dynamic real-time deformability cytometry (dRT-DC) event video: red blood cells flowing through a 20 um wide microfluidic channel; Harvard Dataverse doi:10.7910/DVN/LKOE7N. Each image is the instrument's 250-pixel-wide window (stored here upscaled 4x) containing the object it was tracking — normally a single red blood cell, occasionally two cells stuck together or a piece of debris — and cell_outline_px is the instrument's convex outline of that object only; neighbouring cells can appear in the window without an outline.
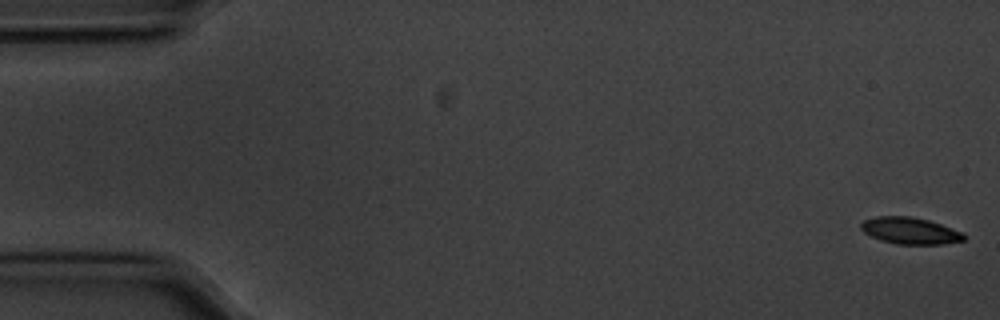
{"species": "common noctule bat (a hibernating species)", "species_latin": "Nyctalus noctula", "temperature_condition": "cold", "stored_images_in_passage": 56, "camera_frame_rate_fps": 3000, "um_per_image_px": 0.085, "animal": {"sex": "male", "body_mass_g": 20.1, "forearm_length_mm": 53.5}, "frame": {"image": 1, "passage_image": 1, "time_ms": 0.0, "image_size_px": [1000, 320], "cell_outline_px": [[964, 240], [944, 244], [896, 244], [880, 240], [864, 232], [860, 228], [860, 224], [864, 220], [876, 216], [912, 216], [928, 220], [964, 232]], "centroid_in_image_um": [77.35, 19.61], "position_along_channel_um": 7.7, "area_um2": 16.01}}
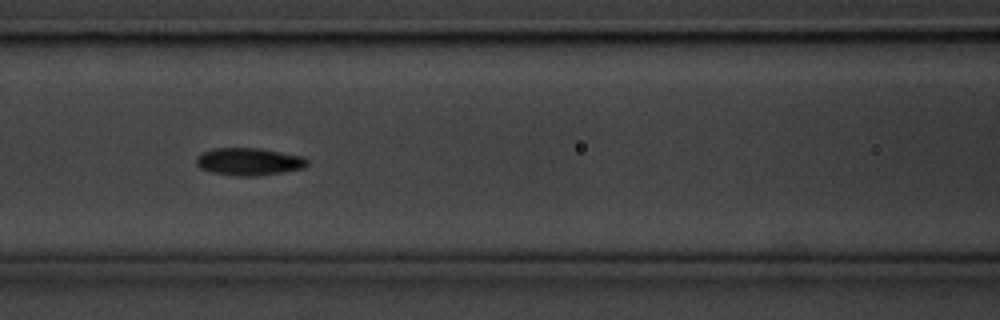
{"frame": {"image": 2, "passage_image": 24, "time_ms": 7.667, "image_size_px": [1000, 320], "cell_outline_px": [[308, 164], [304, 168], [284, 172], [256, 176], [236, 176], [212, 172], [200, 168], [196, 164], [196, 156], [204, 152], [216, 148], [260, 148], [304, 156], [308, 160]], "centroid_in_image_um": [21.19, 13.74], "position_along_channel_um": 145.4, "area_um2": 17.86}}
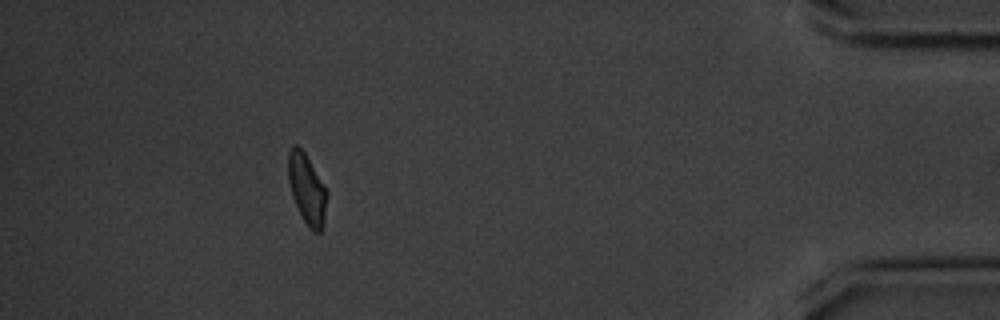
{"frame": {"image": 3, "passage_image": 51, "time_ms": 16.667, "image_size_px": [1000, 320], "cell_outline_px": [[328, 192], [324, 220], [320, 232], [312, 232], [308, 228], [292, 196], [288, 180], [288, 152], [292, 144], [296, 144], [304, 152]], "centroid_in_image_um": [26.08, 16.06], "position_along_channel_um": 409.1, "area_um2": 15.66}, "authors_computed_cell_mechanics": {"area_um2": 16.5019, "velocity_mm_per_s": 3.5444, "shape_relaxation_time_tau1_ms": 2.7007, "shape_relaxation_time_tau2_ms": null, "deformation_change_tau1": 0.1047, "deformation_change_tau2": null}}